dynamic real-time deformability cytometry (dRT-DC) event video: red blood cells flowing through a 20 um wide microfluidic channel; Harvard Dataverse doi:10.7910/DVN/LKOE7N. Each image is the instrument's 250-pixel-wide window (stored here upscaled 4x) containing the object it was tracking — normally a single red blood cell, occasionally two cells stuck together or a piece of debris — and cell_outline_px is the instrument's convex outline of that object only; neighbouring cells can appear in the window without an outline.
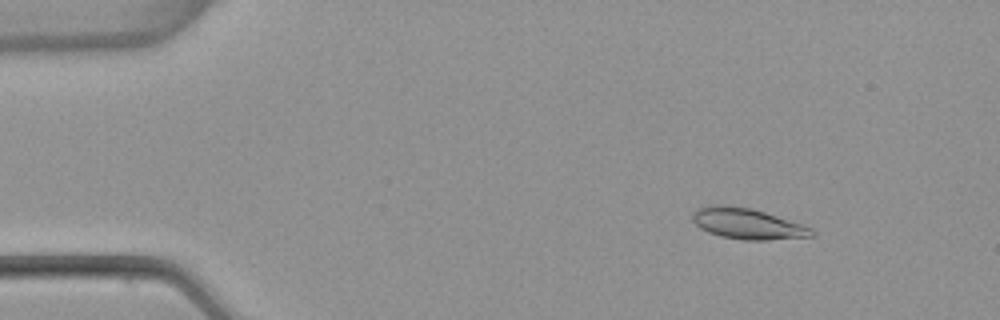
{"species": "common noctule bat (a hibernating species)", "species_latin": "Nyctalus noctula", "temperature_condition": "warm", "stored_images_in_passage": 53, "camera_frame_rate_fps": 3000, "um_per_image_px": 0.085, "animal": {"sex": "female", "body_mass_g": 22.7, "forearm_length_mm": 54.2}, "frame": {"image": 1, "passage_image": 7, "time_ms": 2.0, "image_size_px": [1000, 320], "cell_outline_px": [[816, 236], [768, 240], [744, 240], [720, 236], [708, 232], [700, 228], [692, 220], [692, 212], [696, 208], [716, 204], [724, 204], [752, 208], [812, 228], [816, 232]], "centroid_in_image_um": [63.51, 19.01], "position_along_channel_um": 21.5, "area_um2": 21.5}}
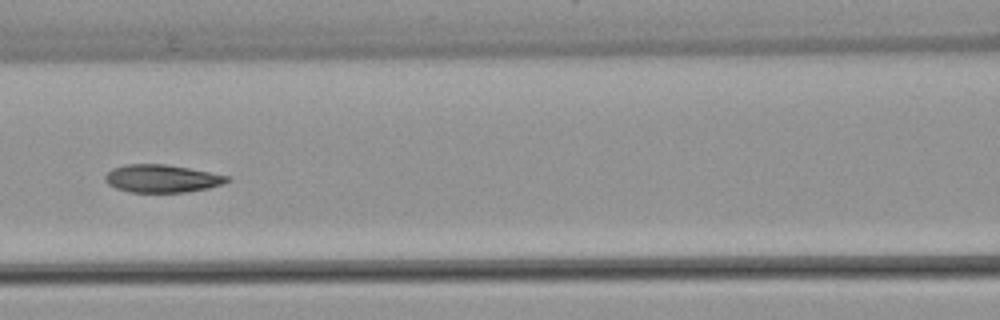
{"frame": {"image": 2, "passage_image": 24, "time_ms": 7.667, "image_size_px": [1000, 320], "cell_outline_px": [[232, 180], [208, 188], [184, 192], [128, 192], [116, 188], [108, 184], [104, 180], [104, 176], [112, 168], [124, 164], [164, 164], [188, 168], [228, 176]], "centroid_in_image_um": [13.71, 15.17], "position_along_channel_um": 152.9, "area_um2": 19.65}}
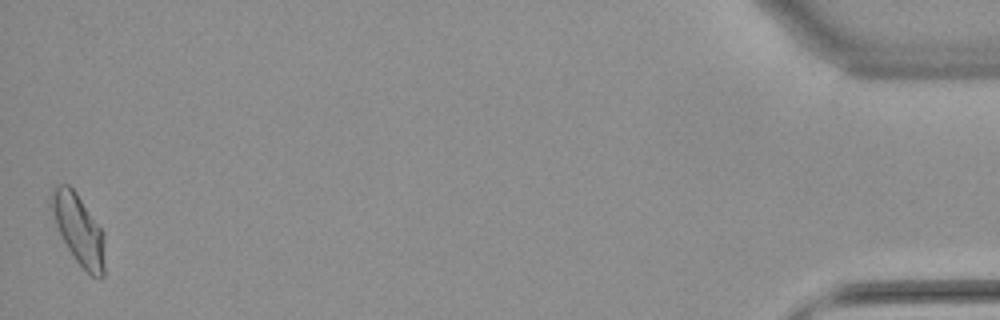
{"frame": {"image": 3, "passage_image": 53, "time_ms": 17.333, "image_size_px": [1000, 320], "cell_outline_px": [[104, 276], [100, 280], [92, 276], [72, 256], [52, 216], [48, 204], [48, 200], [52, 188], [56, 184], [68, 184], [76, 192], [104, 232]], "centroid_in_image_um": [6.66, 19.47], "position_along_channel_um": 428.5, "area_um2": 22.02}, "authors_computed_cell_mechanics": {"area_um2": 20.4034, "velocity_mm_per_s": 3.84, "shape_relaxation_time_tau1_ms": 5.3195, "shape_relaxation_time_tau2_ms": 1.846, "deformation_change_tau1": 0.1741, "deformation_change_tau2": 0.075}}